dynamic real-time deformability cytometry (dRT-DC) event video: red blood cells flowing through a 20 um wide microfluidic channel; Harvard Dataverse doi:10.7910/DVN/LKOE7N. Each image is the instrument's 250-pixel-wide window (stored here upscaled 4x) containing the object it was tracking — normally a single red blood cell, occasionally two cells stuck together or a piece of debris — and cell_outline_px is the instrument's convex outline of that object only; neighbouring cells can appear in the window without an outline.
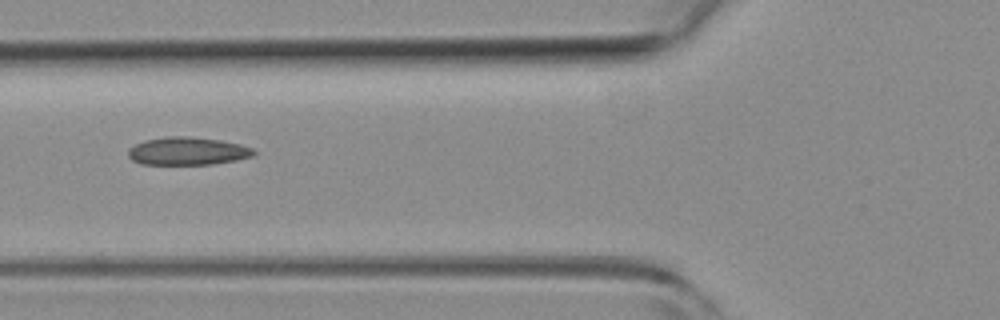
{"species": "common noctule bat (a hibernating species)", "species_latin": "Nyctalus noctula", "temperature_condition": "room temperature", "stored_images_in_passage": 3, "camera_frame_rate_fps": 3000, "um_per_image_px": 0.085, "animal": {"sex": "female", "body_mass_g": 19.3, "forearm_length_mm": 54.1}, "frame": {"image": 1, "passage_image": 3, "time_ms": 0.667, "image_size_px": [1000, 320], "cell_outline_px": [[256, 152], [252, 156], [236, 160], [212, 164], [140, 164], [132, 160], [128, 156], [128, 148], [144, 140], [168, 136], [192, 136], [220, 140], [240, 144], [252, 148]], "centroid_in_image_um": [15.92, 12.84], "position_along_channel_um": 109.9, "area_um2": 20.46}}